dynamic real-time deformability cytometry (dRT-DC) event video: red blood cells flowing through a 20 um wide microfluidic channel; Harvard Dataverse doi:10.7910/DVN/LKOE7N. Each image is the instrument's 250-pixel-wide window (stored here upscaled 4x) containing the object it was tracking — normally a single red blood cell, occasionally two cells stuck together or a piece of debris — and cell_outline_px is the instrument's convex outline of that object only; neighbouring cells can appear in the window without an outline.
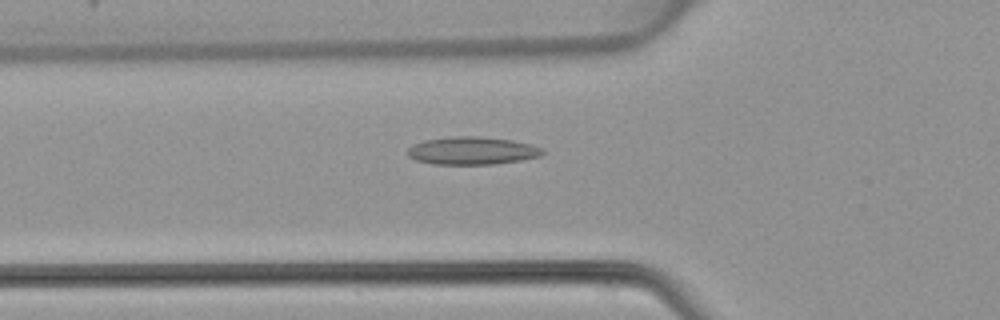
{"species": "common noctule bat (a hibernating species)", "species_latin": "Nyctalus noctula", "temperature_condition": "warm", "stored_images_in_passage": 48, "camera_frame_rate_fps": 3000, "um_per_image_px": 0.085, "animal": {"sex": "female", "body_mass_g": 22.7, "forearm_length_mm": 54.2}, "frame": {"image": 1, "passage_image": 17, "time_ms": 5.333, "image_size_px": [1000, 320], "cell_outline_px": [[544, 152], [540, 156], [520, 160], [496, 164], [432, 164], [416, 160], [408, 156], [408, 148], [412, 144], [424, 140], [448, 136], [476, 136], [512, 140], [532, 144], [544, 148]], "centroid_in_image_um": [40.12, 12.8], "position_along_channel_um": 85.7, "area_um2": 22.02}}
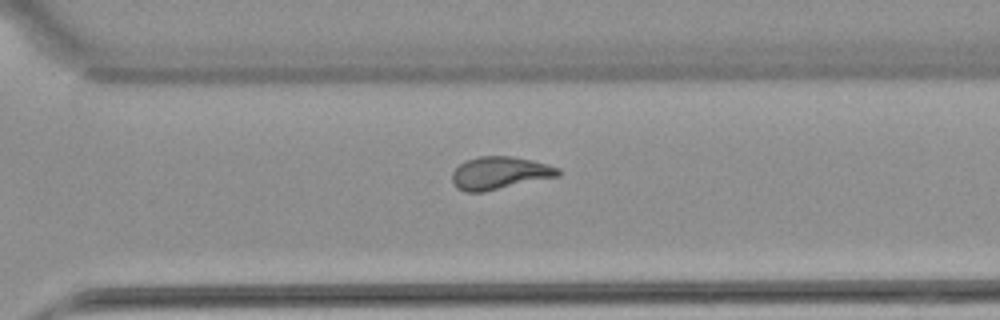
{"frame": {"image": 2, "passage_image": 34, "time_ms": 11.0, "image_size_px": [1000, 320], "cell_outline_px": [[560, 176], [484, 192], [464, 192], [456, 188], [452, 184], [452, 172], [460, 164], [468, 160], [480, 156], [512, 156], [532, 160], [548, 164], [560, 168]], "centroid_in_image_um": [42.48, 14.72], "position_along_channel_um": 328.1, "area_um2": 20.35}}
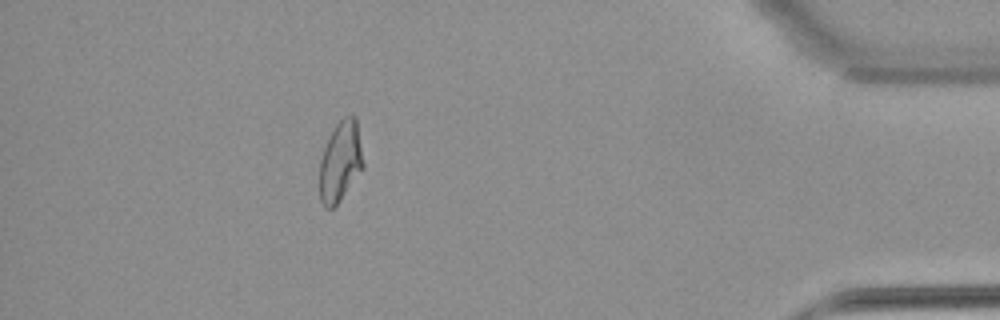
{"frame": {"image": 3, "passage_image": 43, "time_ms": 14.0, "image_size_px": [1000, 320], "cell_outline_px": [[364, 168], [340, 200], [332, 208], [324, 208], [320, 200], [320, 160], [324, 148], [336, 124], [344, 116], [356, 116], [364, 164]], "centroid_in_image_um": [28.94, 13.74], "position_along_channel_um": 406.3, "area_um2": 20.29}}